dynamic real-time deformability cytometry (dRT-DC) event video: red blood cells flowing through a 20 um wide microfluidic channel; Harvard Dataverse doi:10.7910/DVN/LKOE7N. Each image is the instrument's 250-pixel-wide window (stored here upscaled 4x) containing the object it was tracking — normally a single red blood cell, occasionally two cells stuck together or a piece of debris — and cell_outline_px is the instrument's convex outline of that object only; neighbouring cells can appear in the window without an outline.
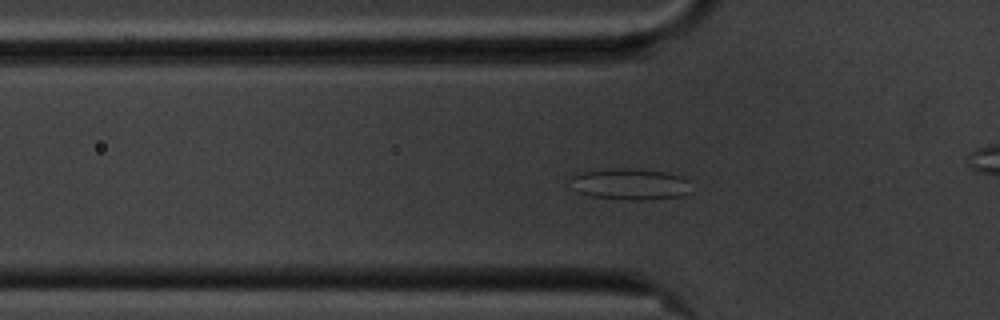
{"species": "common noctule bat (a hibernating species)", "species_latin": "Nyctalus noctula", "temperature_condition": "cold", "stored_images_in_passage": 58, "camera_frame_rate_fps": 3000, "um_per_image_px": 0.085, "animal": {"sex": "male", "body_mass_g": 20.1, "forearm_length_mm": 53.5}, "frame": {"image": 1, "passage_image": 19, "time_ms": 6.0, "image_size_px": [1000, 320], "cell_outline_px": [[692, 192], [684, 196], [640, 200], [628, 200], [592, 196], [580, 192], [572, 176], [576, 172], [612, 168], [632, 168], [668, 172], [684, 176], [688, 180]], "centroid_in_image_um": [53.69, 15.63], "position_along_channel_um": 72.1, "area_um2": 22.08}}
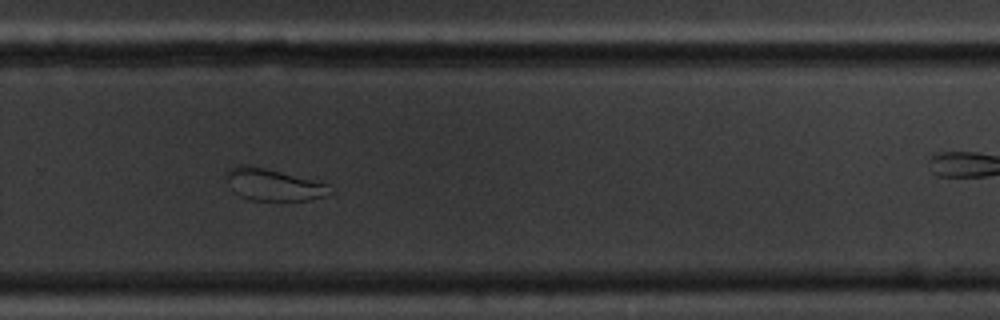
{"frame": {"image": 2, "passage_image": 39, "time_ms": 12.667, "image_size_px": [1000, 320], "cell_outline_px": [[332, 192], [324, 196], [308, 200], [248, 200], [240, 196], [236, 192], [224, 176], [228, 168], [244, 164], [264, 168], [328, 184]], "centroid_in_image_um": [23.2, 15.7], "position_along_channel_um": 306.6, "area_um2": 18.84}}
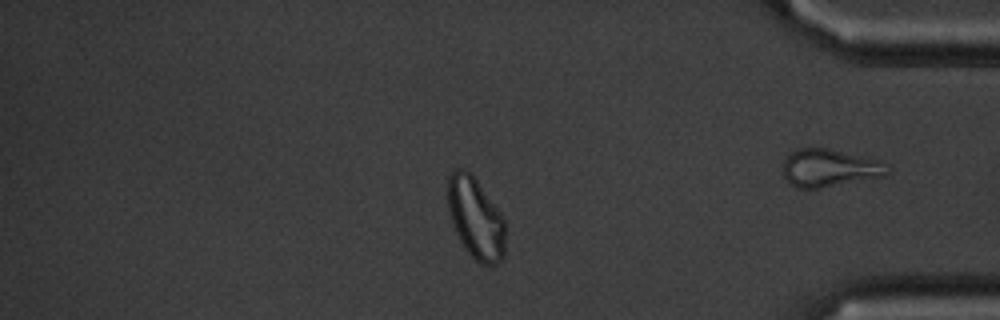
{"frame": {"image": 3, "passage_image": 49, "time_ms": 16.0, "image_size_px": [1000, 320], "cell_outline_px": [[504, 256], [496, 264], [480, 264], [468, 252], [460, 240], [452, 224], [448, 212], [448, 176], [456, 168], [464, 168], [472, 172], [504, 220]], "centroid_in_image_um": [40.4, 18.51], "position_along_channel_um": 394.8, "area_um2": 27.05}, "authors_computed_cell_mechanics": {"area_um2": 26.2123, "velocity_mm_per_s": 3.5136, "shape_relaxation_time_tau1_ms": null, "shape_relaxation_time_tau2_ms": 1.6944, "deformation_change_tau1": null, "deformation_change_tau2": 0.0797}}